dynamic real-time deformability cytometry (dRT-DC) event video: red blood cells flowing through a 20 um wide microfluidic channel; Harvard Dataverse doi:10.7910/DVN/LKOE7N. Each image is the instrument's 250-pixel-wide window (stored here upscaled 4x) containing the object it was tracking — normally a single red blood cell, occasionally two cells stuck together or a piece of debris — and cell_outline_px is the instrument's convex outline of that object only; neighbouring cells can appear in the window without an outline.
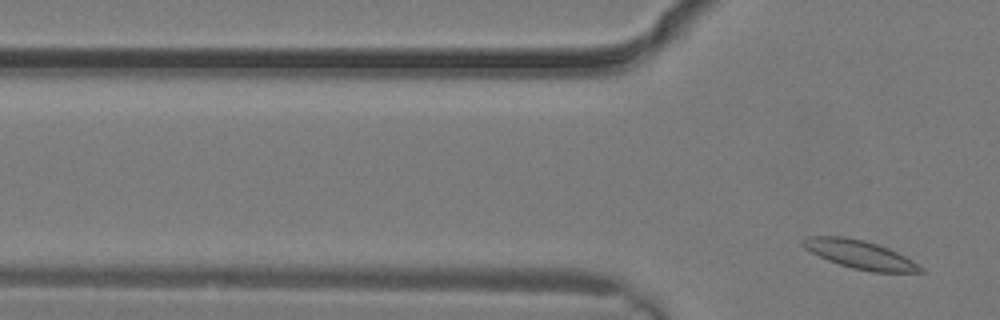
{"species": "common noctule bat (a hibernating species)", "species_latin": "Nyctalus noctula", "temperature_condition": "warm", "stored_images_in_passage": 4, "camera_frame_rate_fps": 3000, "um_per_image_px": 0.085, "animal": {"sex": "male", "body_mass_g": 19.2, "forearm_length_mm": 51.8}, "frame": {"image": 1, "passage_image": 4, "time_ms": 1.0, "image_size_px": [1000, 320], "cell_outline_px": [[924, 272], [872, 272], [852, 268], [828, 260], [804, 248], [800, 244], [800, 240], [804, 236], [844, 236], [864, 240], [888, 248], [912, 260], [924, 268]], "centroid_in_image_um": [73.05, 21.62], "position_along_channel_um": 52.7, "area_um2": 19.42}}